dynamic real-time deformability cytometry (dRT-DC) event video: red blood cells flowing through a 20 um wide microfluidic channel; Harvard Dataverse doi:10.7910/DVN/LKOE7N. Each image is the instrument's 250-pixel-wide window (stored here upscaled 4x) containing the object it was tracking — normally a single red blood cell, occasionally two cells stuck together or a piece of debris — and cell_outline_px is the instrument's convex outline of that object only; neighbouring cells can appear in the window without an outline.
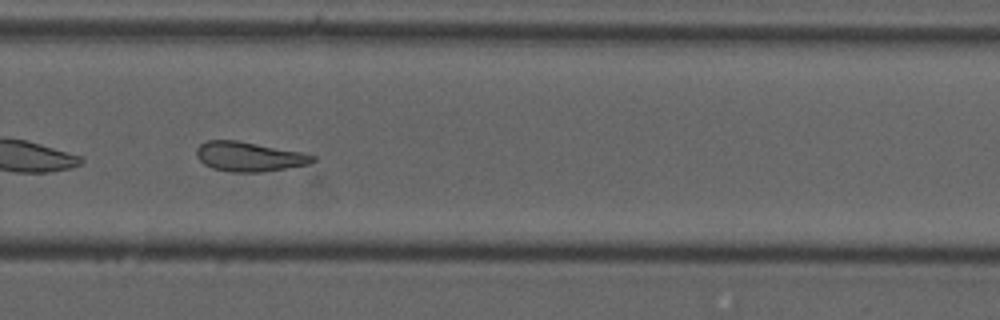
{"species": "common noctule bat (a hibernating species)", "species_latin": "Nyctalus noctula", "temperature_condition": "cold", "stored_images_in_passage": 29, "camera_frame_rate_fps": 3000, "um_per_image_px": 0.085, "animal": {"sex": "male", "forearm_length_mm": 52.5}, "frame": {"image": 1, "passage_image": 27, "time_ms": 8.667, "image_size_px": [1000, 320], "cell_outline_px": [[316, 160], [308, 164], [260, 172], [232, 172], [212, 168], [204, 164], [196, 156], [196, 148], [200, 144], [208, 140], [236, 140], [304, 152], [316, 156]], "centroid_in_image_um": [21.16, 13.3], "position_along_channel_um": 308.6, "area_um2": 20.0}, "authors_computed_cell_mechanics": {"area_um2": 20.1722, "velocity_mm_per_s": 3.7235, "shape_relaxation_time_tau1_ms": null, "shape_relaxation_time_tau2_ms": 9.2607, "deformation_change_tau1": null, "deformation_change_tau2": 0.2182}}